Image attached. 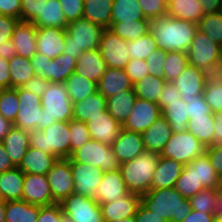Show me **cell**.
I'll return each mask as SVG.
<instances>
[{"label":"cell","instance_id":"obj_64","mask_svg":"<svg viewBox=\"0 0 222 222\" xmlns=\"http://www.w3.org/2000/svg\"><path fill=\"white\" fill-rule=\"evenodd\" d=\"M205 154L209 157L211 165L217 174L222 173V144H214L206 147Z\"/></svg>","mask_w":222,"mask_h":222},{"label":"cell","instance_id":"obj_48","mask_svg":"<svg viewBox=\"0 0 222 222\" xmlns=\"http://www.w3.org/2000/svg\"><path fill=\"white\" fill-rule=\"evenodd\" d=\"M174 189H176L185 199H190L205 188L199 184L195 177V169H192V165L189 163L184 165L180 177L176 180Z\"/></svg>","mask_w":222,"mask_h":222},{"label":"cell","instance_id":"obj_5","mask_svg":"<svg viewBox=\"0 0 222 222\" xmlns=\"http://www.w3.org/2000/svg\"><path fill=\"white\" fill-rule=\"evenodd\" d=\"M42 114L40 129L44 130L56 122H69L73 119V102L64 83L50 82L41 96Z\"/></svg>","mask_w":222,"mask_h":222},{"label":"cell","instance_id":"obj_54","mask_svg":"<svg viewBox=\"0 0 222 222\" xmlns=\"http://www.w3.org/2000/svg\"><path fill=\"white\" fill-rule=\"evenodd\" d=\"M69 129L71 132L70 156L71 154L86 144L90 139V133L86 122L71 119L69 121Z\"/></svg>","mask_w":222,"mask_h":222},{"label":"cell","instance_id":"obj_39","mask_svg":"<svg viewBox=\"0 0 222 222\" xmlns=\"http://www.w3.org/2000/svg\"><path fill=\"white\" fill-rule=\"evenodd\" d=\"M144 18L138 0H113L111 26L114 23L133 22Z\"/></svg>","mask_w":222,"mask_h":222},{"label":"cell","instance_id":"obj_6","mask_svg":"<svg viewBox=\"0 0 222 222\" xmlns=\"http://www.w3.org/2000/svg\"><path fill=\"white\" fill-rule=\"evenodd\" d=\"M28 139L29 146L44 153L55 154L59 159L70 158L69 122H56L44 130L34 129L28 133Z\"/></svg>","mask_w":222,"mask_h":222},{"label":"cell","instance_id":"obj_49","mask_svg":"<svg viewBox=\"0 0 222 222\" xmlns=\"http://www.w3.org/2000/svg\"><path fill=\"white\" fill-rule=\"evenodd\" d=\"M127 49L129 51L130 59L146 60L154 50L158 49V45L156 44L152 33L149 31L136 40L127 41Z\"/></svg>","mask_w":222,"mask_h":222},{"label":"cell","instance_id":"obj_4","mask_svg":"<svg viewBox=\"0 0 222 222\" xmlns=\"http://www.w3.org/2000/svg\"><path fill=\"white\" fill-rule=\"evenodd\" d=\"M104 30L103 27L84 18L68 23L62 54L78 59L83 52L99 49Z\"/></svg>","mask_w":222,"mask_h":222},{"label":"cell","instance_id":"obj_76","mask_svg":"<svg viewBox=\"0 0 222 222\" xmlns=\"http://www.w3.org/2000/svg\"><path fill=\"white\" fill-rule=\"evenodd\" d=\"M215 189L217 193H222V173L218 175Z\"/></svg>","mask_w":222,"mask_h":222},{"label":"cell","instance_id":"obj_10","mask_svg":"<svg viewBox=\"0 0 222 222\" xmlns=\"http://www.w3.org/2000/svg\"><path fill=\"white\" fill-rule=\"evenodd\" d=\"M60 204L67 222H104L94 198L72 193Z\"/></svg>","mask_w":222,"mask_h":222},{"label":"cell","instance_id":"obj_34","mask_svg":"<svg viewBox=\"0 0 222 222\" xmlns=\"http://www.w3.org/2000/svg\"><path fill=\"white\" fill-rule=\"evenodd\" d=\"M136 98L134 88L120 91L107 98V111L122 125L132 111Z\"/></svg>","mask_w":222,"mask_h":222},{"label":"cell","instance_id":"obj_14","mask_svg":"<svg viewBox=\"0 0 222 222\" xmlns=\"http://www.w3.org/2000/svg\"><path fill=\"white\" fill-rule=\"evenodd\" d=\"M161 116L162 111L156 102L137 97L132 111L122 124V128L142 134Z\"/></svg>","mask_w":222,"mask_h":222},{"label":"cell","instance_id":"obj_18","mask_svg":"<svg viewBox=\"0 0 222 222\" xmlns=\"http://www.w3.org/2000/svg\"><path fill=\"white\" fill-rule=\"evenodd\" d=\"M129 193L126 183L122 178L120 169L103 172L102 180L96 189L94 200L98 204L116 202Z\"/></svg>","mask_w":222,"mask_h":222},{"label":"cell","instance_id":"obj_52","mask_svg":"<svg viewBox=\"0 0 222 222\" xmlns=\"http://www.w3.org/2000/svg\"><path fill=\"white\" fill-rule=\"evenodd\" d=\"M19 111V101L15 88L0 89V114L12 124Z\"/></svg>","mask_w":222,"mask_h":222},{"label":"cell","instance_id":"obj_56","mask_svg":"<svg viewBox=\"0 0 222 222\" xmlns=\"http://www.w3.org/2000/svg\"><path fill=\"white\" fill-rule=\"evenodd\" d=\"M144 17L153 20L166 16L168 11L167 0H138Z\"/></svg>","mask_w":222,"mask_h":222},{"label":"cell","instance_id":"obj_43","mask_svg":"<svg viewBox=\"0 0 222 222\" xmlns=\"http://www.w3.org/2000/svg\"><path fill=\"white\" fill-rule=\"evenodd\" d=\"M20 19L0 14V57L10 60L16 56V50L12 41L15 26Z\"/></svg>","mask_w":222,"mask_h":222},{"label":"cell","instance_id":"obj_78","mask_svg":"<svg viewBox=\"0 0 222 222\" xmlns=\"http://www.w3.org/2000/svg\"><path fill=\"white\" fill-rule=\"evenodd\" d=\"M215 222H222V213L215 214Z\"/></svg>","mask_w":222,"mask_h":222},{"label":"cell","instance_id":"obj_26","mask_svg":"<svg viewBox=\"0 0 222 222\" xmlns=\"http://www.w3.org/2000/svg\"><path fill=\"white\" fill-rule=\"evenodd\" d=\"M97 87L98 92L107 99L120 91L132 89L133 83L124 69L107 67Z\"/></svg>","mask_w":222,"mask_h":222},{"label":"cell","instance_id":"obj_50","mask_svg":"<svg viewBox=\"0 0 222 222\" xmlns=\"http://www.w3.org/2000/svg\"><path fill=\"white\" fill-rule=\"evenodd\" d=\"M203 96L213 113L222 112V80L217 74L207 79Z\"/></svg>","mask_w":222,"mask_h":222},{"label":"cell","instance_id":"obj_62","mask_svg":"<svg viewBox=\"0 0 222 222\" xmlns=\"http://www.w3.org/2000/svg\"><path fill=\"white\" fill-rule=\"evenodd\" d=\"M181 99V94L177 90L175 84L173 82L166 81L163 91L161 92L157 104L162 111L165 107H167L168 102L179 101Z\"/></svg>","mask_w":222,"mask_h":222},{"label":"cell","instance_id":"obj_7","mask_svg":"<svg viewBox=\"0 0 222 222\" xmlns=\"http://www.w3.org/2000/svg\"><path fill=\"white\" fill-rule=\"evenodd\" d=\"M70 162H81L101 171H115L119 169L120 162L115 156L112 147L102 142L90 139L70 156Z\"/></svg>","mask_w":222,"mask_h":222},{"label":"cell","instance_id":"obj_11","mask_svg":"<svg viewBox=\"0 0 222 222\" xmlns=\"http://www.w3.org/2000/svg\"><path fill=\"white\" fill-rule=\"evenodd\" d=\"M15 89L18 95L19 111L13 125L28 132L37 128L40 129V118L43 110L41 97L21 87Z\"/></svg>","mask_w":222,"mask_h":222},{"label":"cell","instance_id":"obj_67","mask_svg":"<svg viewBox=\"0 0 222 222\" xmlns=\"http://www.w3.org/2000/svg\"><path fill=\"white\" fill-rule=\"evenodd\" d=\"M52 61L51 58L45 57L40 53H36L31 59L30 63L33 66L35 75L41 76L45 79L47 62Z\"/></svg>","mask_w":222,"mask_h":222},{"label":"cell","instance_id":"obj_70","mask_svg":"<svg viewBox=\"0 0 222 222\" xmlns=\"http://www.w3.org/2000/svg\"><path fill=\"white\" fill-rule=\"evenodd\" d=\"M202 6L203 14L218 13L221 0H197Z\"/></svg>","mask_w":222,"mask_h":222},{"label":"cell","instance_id":"obj_75","mask_svg":"<svg viewBox=\"0 0 222 222\" xmlns=\"http://www.w3.org/2000/svg\"><path fill=\"white\" fill-rule=\"evenodd\" d=\"M5 209L6 201L0 199V222H6Z\"/></svg>","mask_w":222,"mask_h":222},{"label":"cell","instance_id":"obj_23","mask_svg":"<svg viewBox=\"0 0 222 222\" xmlns=\"http://www.w3.org/2000/svg\"><path fill=\"white\" fill-rule=\"evenodd\" d=\"M36 37V27L31 22L19 21L12 35L16 54L31 59L37 53Z\"/></svg>","mask_w":222,"mask_h":222},{"label":"cell","instance_id":"obj_41","mask_svg":"<svg viewBox=\"0 0 222 222\" xmlns=\"http://www.w3.org/2000/svg\"><path fill=\"white\" fill-rule=\"evenodd\" d=\"M165 83L164 77L146 75L134 83L133 88L136 97L157 103Z\"/></svg>","mask_w":222,"mask_h":222},{"label":"cell","instance_id":"obj_31","mask_svg":"<svg viewBox=\"0 0 222 222\" xmlns=\"http://www.w3.org/2000/svg\"><path fill=\"white\" fill-rule=\"evenodd\" d=\"M107 110V99L98 91L86 99L73 103V119L87 122Z\"/></svg>","mask_w":222,"mask_h":222},{"label":"cell","instance_id":"obj_80","mask_svg":"<svg viewBox=\"0 0 222 222\" xmlns=\"http://www.w3.org/2000/svg\"><path fill=\"white\" fill-rule=\"evenodd\" d=\"M217 75L222 80V69H218Z\"/></svg>","mask_w":222,"mask_h":222},{"label":"cell","instance_id":"obj_22","mask_svg":"<svg viewBox=\"0 0 222 222\" xmlns=\"http://www.w3.org/2000/svg\"><path fill=\"white\" fill-rule=\"evenodd\" d=\"M140 204V195L128 193L116 202H106L99 204V206L103 220H122L124 218L134 217Z\"/></svg>","mask_w":222,"mask_h":222},{"label":"cell","instance_id":"obj_60","mask_svg":"<svg viewBox=\"0 0 222 222\" xmlns=\"http://www.w3.org/2000/svg\"><path fill=\"white\" fill-rule=\"evenodd\" d=\"M21 21L31 22L39 13L47 0H21Z\"/></svg>","mask_w":222,"mask_h":222},{"label":"cell","instance_id":"obj_1","mask_svg":"<svg viewBox=\"0 0 222 222\" xmlns=\"http://www.w3.org/2000/svg\"><path fill=\"white\" fill-rule=\"evenodd\" d=\"M198 24L168 15L150 20V32L163 51H188L196 33Z\"/></svg>","mask_w":222,"mask_h":222},{"label":"cell","instance_id":"obj_65","mask_svg":"<svg viewBox=\"0 0 222 222\" xmlns=\"http://www.w3.org/2000/svg\"><path fill=\"white\" fill-rule=\"evenodd\" d=\"M49 83L50 82L45 80L43 77L35 75L21 88L32 92L34 95L41 97L42 94L47 90Z\"/></svg>","mask_w":222,"mask_h":222},{"label":"cell","instance_id":"obj_57","mask_svg":"<svg viewBox=\"0 0 222 222\" xmlns=\"http://www.w3.org/2000/svg\"><path fill=\"white\" fill-rule=\"evenodd\" d=\"M36 222H67L61 204L54 203L39 206V216Z\"/></svg>","mask_w":222,"mask_h":222},{"label":"cell","instance_id":"obj_21","mask_svg":"<svg viewBox=\"0 0 222 222\" xmlns=\"http://www.w3.org/2000/svg\"><path fill=\"white\" fill-rule=\"evenodd\" d=\"M111 147L120 164L133 160L145 150L142 134L123 128Z\"/></svg>","mask_w":222,"mask_h":222},{"label":"cell","instance_id":"obj_12","mask_svg":"<svg viewBox=\"0 0 222 222\" xmlns=\"http://www.w3.org/2000/svg\"><path fill=\"white\" fill-rule=\"evenodd\" d=\"M46 177L55 203L60 204L74 193V181L69 158L58 159Z\"/></svg>","mask_w":222,"mask_h":222},{"label":"cell","instance_id":"obj_15","mask_svg":"<svg viewBox=\"0 0 222 222\" xmlns=\"http://www.w3.org/2000/svg\"><path fill=\"white\" fill-rule=\"evenodd\" d=\"M74 181V193L94 198L103 171L98 167H92L81 162H70Z\"/></svg>","mask_w":222,"mask_h":222},{"label":"cell","instance_id":"obj_46","mask_svg":"<svg viewBox=\"0 0 222 222\" xmlns=\"http://www.w3.org/2000/svg\"><path fill=\"white\" fill-rule=\"evenodd\" d=\"M190 164L192 165V169H195V177L199 184L206 189L216 187L218 174L205 153L195 158Z\"/></svg>","mask_w":222,"mask_h":222},{"label":"cell","instance_id":"obj_35","mask_svg":"<svg viewBox=\"0 0 222 222\" xmlns=\"http://www.w3.org/2000/svg\"><path fill=\"white\" fill-rule=\"evenodd\" d=\"M77 59L66 54L47 62L45 80L49 82L64 83L74 72Z\"/></svg>","mask_w":222,"mask_h":222},{"label":"cell","instance_id":"obj_72","mask_svg":"<svg viewBox=\"0 0 222 222\" xmlns=\"http://www.w3.org/2000/svg\"><path fill=\"white\" fill-rule=\"evenodd\" d=\"M214 144H222V112L214 113Z\"/></svg>","mask_w":222,"mask_h":222},{"label":"cell","instance_id":"obj_24","mask_svg":"<svg viewBox=\"0 0 222 222\" xmlns=\"http://www.w3.org/2000/svg\"><path fill=\"white\" fill-rule=\"evenodd\" d=\"M107 69L99 49L83 52L77 59L75 73L98 84Z\"/></svg>","mask_w":222,"mask_h":222},{"label":"cell","instance_id":"obj_59","mask_svg":"<svg viewBox=\"0 0 222 222\" xmlns=\"http://www.w3.org/2000/svg\"><path fill=\"white\" fill-rule=\"evenodd\" d=\"M165 55L166 51L158 48L146 58L149 75L164 77L163 64L165 63Z\"/></svg>","mask_w":222,"mask_h":222},{"label":"cell","instance_id":"obj_45","mask_svg":"<svg viewBox=\"0 0 222 222\" xmlns=\"http://www.w3.org/2000/svg\"><path fill=\"white\" fill-rule=\"evenodd\" d=\"M110 30L126 41H133L150 31V20L144 18L133 22L114 23Z\"/></svg>","mask_w":222,"mask_h":222},{"label":"cell","instance_id":"obj_20","mask_svg":"<svg viewBox=\"0 0 222 222\" xmlns=\"http://www.w3.org/2000/svg\"><path fill=\"white\" fill-rule=\"evenodd\" d=\"M210 74L193 65H188L173 82L181 98H190L203 94Z\"/></svg>","mask_w":222,"mask_h":222},{"label":"cell","instance_id":"obj_17","mask_svg":"<svg viewBox=\"0 0 222 222\" xmlns=\"http://www.w3.org/2000/svg\"><path fill=\"white\" fill-rule=\"evenodd\" d=\"M86 125L91 139L110 146L122 130V125L107 110L89 119Z\"/></svg>","mask_w":222,"mask_h":222},{"label":"cell","instance_id":"obj_53","mask_svg":"<svg viewBox=\"0 0 222 222\" xmlns=\"http://www.w3.org/2000/svg\"><path fill=\"white\" fill-rule=\"evenodd\" d=\"M217 192L216 189H203L192 196L190 206L193 210L204 213H214V205L216 204Z\"/></svg>","mask_w":222,"mask_h":222},{"label":"cell","instance_id":"obj_38","mask_svg":"<svg viewBox=\"0 0 222 222\" xmlns=\"http://www.w3.org/2000/svg\"><path fill=\"white\" fill-rule=\"evenodd\" d=\"M162 116L170 124L174 133H180L187 130L189 121L187 103L182 100L168 102L167 107L162 110Z\"/></svg>","mask_w":222,"mask_h":222},{"label":"cell","instance_id":"obj_63","mask_svg":"<svg viewBox=\"0 0 222 222\" xmlns=\"http://www.w3.org/2000/svg\"><path fill=\"white\" fill-rule=\"evenodd\" d=\"M21 0H0V14L10 16L21 21Z\"/></svg>","mask_w":222,"mask_h":222},{"label":"cell","instance_id":"obj_29","mask_svg":"<svg viewBox=\"0 0 222 222\" xmlns=\"http://www.w3.org/2000/svg\"><path fill=\"white\" fill-rule=\"evenodd\" d=\"M171 134L172 130L168 121L163 116L159 117L142 133L145 149L160 155Z\"/></svg>","mask_w":222,"mask_h":222},{"label":"cell","instance_id":"obj_19","mask_svg":"<svg viewBox=\"0 0 222 222\" xmlns=\"http://www.w3.org/2000/svg\"><path fill=\"white\" fill-rule=\"evenodd\" d=\"M37 53L54 59L63 53L66 41L65 29L57 27L36 28Z\"/></svg>","mask_w":222,"mask_h":222},{"label":"cell","instance_id":"obj_61","mask_svg":"<svg viewBox=\"0 0 222 222\" xmlns=\"http://www.w3.org/2000/svg\"><path fill=\"white\" fill-rule=\"evenodd\" d=\"M124 70L133 84L149 75L146 60L131 59Z\"/></svg>","mask_w":222,"mask_h":222},{"label":"cell","instance_id":"obj_79","mask_svg":"<svg viewBox=\"0 0 222 222\" xmlns=\"http://www.w3.org/2000/svg\"><path fill=\"white\" fill-rule=\"evenodd\" d=\"M219 69H222V46H221L220 56H219Z\"/></svg>","mask_w":222,"mask_h":222},{"label":"cell","instance_id":"obj_51","mask_svg":"<svg viewBox=\"0 0 222 222\" xmlns=\"http://www.w3.org/2000/svg\"><path fill=\"white\" fill-rule=\"evenodd\" d=\"M198 30L209 36L215 43L222 46V14H204L199 20Z\"/></svg>","mask_w":222,"mask_h":222},{"label":"cell","instance_id":"obj_30","mask_svg":"<svg viewBox=\"0 0 222 222\" xmlns=\"http://www.w3.org/2000/svg\"><path fill=\"white\" fill-rule=\"evenodd\" d=\"M24 173L14 167L0 174V193L4 201L22 200Z\"/></svg>","mask_w":222,"mask_h":222},{"label":"cell","instance_id":"obj_16","mask_svg":"<svg viewBox=\"0 0 222 222\" xmlns=\"http://www.w3.org/2000/svg\"><path fill=\"white\" fill-rule=\"evenodd\" d=\"M22 200L32 205L54 204L46 175L24 174Z\"/></svg>","mask_w":222,"mask_h":222},{"label":"cell","instance_id":"obj_25","mask_svg":"<svg viewBox=\"0 0 222 222\" xmlns=\"http://www.w3.org/2000/svg\"><path fill=\"white\" fill-rule=\"evenodd\" d=\"M58 159L55 154L29 146L18 168L24 174L46 175Z\"/></svg>","mask_w":222,"mask_h":222},{"label":"cell","instance_id":"obj_3","mask_svg":"<svg viewBox=\"0 0 222 222\" xmlns=\"http://www.w3.org/2000/svg\"><path fill=\"white\" fill-rule=\"evenodd\" d=\"M159 157V154L145 149L133 160L120 164L119 169L129 193L142 196L152 189V180Z\"/></svg>","mask_w":222,"mask_h":222},{"label":"cell","instance_id":"obj_9","mask_svg":"<svg viewBox=\"0 0 222 222\" xmlns=\"http://www.w3.org/2000/svg\"><path fill=\"white\" fill-rule=\"evenodd\" d=\"M205 147L189 131L172 132L169 141L164 146L161 157L173 159L183 165L191 163L195 158L205 153Z\"/></svg>","mask_w":222,"mask_h":222},{"label":"cell","instance_id":"obj_44","mask_svg":"<svg viewBox=\"0 0 222 222\" xmlns=\"http://www.w3.org/2000/svg\"><path fill=\"white\" fill-rule=\"evenodd\" d=\"M187 131L196 137L206 148L214 145V115L212 117H194L187 123Z\"/></svg>","mask_w":222,"mask_h":222},{"label":"cell","instance_id":"obj_68","mask_svg":"<svg viewBox=\"0 0 222 222\" xmlns=\"http://www.w3.org/2000/svg\"><path fill=\"white\" fill-rule=\"evenodd\" d=\"M182 222H215V214L192 209Z\"/></svg>","mask_w":222,"mask_h":222},{"label":"cell","instance_id":"obj_73","mask_svg":"<svg viewBox=\"0 0 222 222\" xmlns=\"http://www.w3.org/2000/svg\"><path fill=\"white\" fill-rule=\"evenodd\" d=\"M13 124L0 114V142L7 135Z\"/></svg>","mask_w":222,"mask_h":222},{"label":"cell","instance_id":"obj_58","mask_svg":"<svg viewBox=\"0 0 222 222\" xmlns=\"http://www.w3.org/2000/svg\"><path fill=\"white\" fill-rule=\"evenodd\" d=\"M68 23L83 18L84 0H59Z\"/></svg>","mask_w":222,"mask_h":222},{"label":"cell","instance_id":"obj_42","mask_svg":"<svg viewBox=\"0 0 222 222\" xmlns=\"http://www.w3.org/2000/svg\"><path fill=\"white\" fill-rule=\"evenodd\" d=\"M10 88L22 87L35 76L33 66L29 58L14 56L9 60Z\"/></svg>","mask_w":222,"mask_h":222},{"label":"cell","instance_id":"obj_40","mask_svg":"<svg viewBox=\"0 0 222 222\" xmlns=\"http://www.w3.org/2000/svg\"><path fill=\"white\" fill-rule=\"evenodd\" d=\"M73 103L82 101L98 91L97 83L76 74L75 72L64 82Z\"/></svg>","mask_w":222,"mask_h":222},{"label":"cell","instance_id":"obj_36","mask_svg":"<svg viewBox=\"0 0 222 222\" xmlns=\"http://www.w3.org/2000/svg\"><path fill=\"white\" fill-rule=\"evenodd\" d=\"M201 6L197 0H170L167 15L171 18L198 24L204 15Z\"/></svg>","mask_w":222,"mask_h":222},{"label":"cell","instance_id":"obj_33","mask_svg":"<svg viewBox=\"0 0 222 222\" xmlns=\"http://www.w3.org/2000/svg\"><path fill=\"white\" fill-rule=\"evenodd\" d=\"M31 23L36 28L57 27L60 29H66V26L68 25L59 0H47L41 13H39Z\"/></svg>","mask_w":222,"mask_h":222},{"label":"cell","instance_id":"obj_55","mask_svg":"<svg viewBox=\"0 0 222 222\" xmlns=\"http://www.w3.org/2000/svg\"><path fill=\"white\" fill-rule=\"evenodd\" d=\"M182 100L187 103L189 119L194 117H212L214 115L210 106L206 103L203 94L182 98Z\"/></svg>","mask_w":222,"mask_h":222},{"label":"cell","instance_id":"obj_71","mask_svg":"<svg viewBox=\"0 0 222 222\" xmlns=\"http://www.w3.org/2000/svg\"><path fill=\"white\" fill-rule=\"evenodd\" d=\"M13 168L14 165L8 157L5 146L0 142V174Z\"/></svg>","mask_w":222,"mask_h":222},{"label":"cell","instance_id":"obj_74","mask_svg":"<svg viewBox=\"0 0 222 222\" xmlns=\"http://www.w3.org/2000/svg\"><path fill=\"white\" fill-rule=\"evenodd\" d=\"M222 213V193H217L216 204L214 205V214Z\"/></svg>","mask_w":222,"mask_h":222},{"label":"cell","instance_id":"obj_77","mask_svg":"<svg viewBox=\"0 0 222 222\" xmlns=\"http://www.w3.org/2000/svg\"><path fill=\"white\" fill-rule=\"evenodd\" d=\"M104 222H135V218L128 217V218H124L122 220H120V219H118V220H104Z\"/></svg>","mask_w":222,"mask_h":222},{"label":"cell","instance_id":"obj_69","mask_svg":"<svg viewBox=\"0 0 222 222\" xmlns=\"http://www.w3.org/2000/svg\"><path fill=\"white\" fill-rule=\"evenodd\" d=\"M10 88L9 60L0 57V89Z\"/></svg>","mask_w":222,"mask_h":222},{"label":"cell","instance_id":"obj_66","mask_svg":"<svg viewBox=\"0 0 222 222\" xmlns=\"http://www.w3.org/2000/svg\"><path fill=\"white\" fill-rule=\"evenodd\" d=\"M135 222H169L158 216L154 212L145 208L142 204L139 205L137 212L134 216Z\"/></svg>","mask_w":222,"mask_h":222},{"label":"cell","instance_id":"obj_37","mask_svg":"<svg viewBox=\"0 0 222 222\" xmlns=\"http://www.w3.org/2000/svg\"><path fill=\"white\" fill-rule=\"evenodd\" d=\"M38 216V205H32L24 200L6 202V222H36Z\"/></svg>","mask_w":222,"mask_h":222},{"label":"cell","instance_id":"obj_47","mask_svg":"<svg viewBox=\"0 0 222 222\" xmlns=\"http://www.w3.org/2000/svg\"><path fill=\"white\" fill-rule=\"evenodd\" d=\"M164 65V79L174 82L181 72L189 65L188 54L180 51L166 52Z\"/></svg>","mask_w":222,"mask_h":222},{"label":"cell","instance_id":"obj_27","mask_svg":"<svg viewBox=\"0 0 222 222\" xmlns=\"http://www.w3.org/2000/svg\"><path fill=\"white\" fill-rule=\"evenodd\" d=\"M184 165L173 159L159 157L152 180V189L171 188L175 186Z\"/></svg>","mask_w":222,"mask_h":222},{"label":"cell","instance_id":"obj_28","mask_svg":"<svg viewBox=\"0 0 222 222\" xmlns=\"http://www.w3.org/2000/svg\"><path fill=\"white\" fill-rule=\"evenodd\" d=\"M28 133V131L13 125L2 140V144L5 146L8 157L14 167L20 166L29 148Z\"/></svg>","mask_w":222,"mask_h":222},{"label":"cell","instance_id":"obj_8","mask_svg":"<svg viewBox=\"0 0 222 222\" xmlns=\"http://www.w3.org/2000/svg\"><path fill=\"white\" fill-rule=\"evenodd\" d=\"M220 50V45L198 30L187 51L189 64L210 75H216L219 69Z\"/></svg>","mask_w":222,"mask_h":222},{"label":"cell","instance_id":"obj_13","mask_svg":"<svg viewBox=\"0 0 222 222\" xmlns=\"http://www.w3.org/2000/svg\"><path fill=\"white\" fill-rule=\"evenodd\" d=\"M99 50L109 68L125 69L131 60L127 49V41L110 29L103 31Z\"/></svg>","mask_w":222,"mask_h":222},{"label":"cell","instance_id":"obj_2","mask_svg":"<svg viewBox=\"0 0 222 222\" xmlns=\"http://www.w3.org/2000/svg\"><path fill=\"white\" fill-rule=\"evenodd\" d=\"M141 204L169 222H182L192 210L189 199L174 187L149 190L141 196Z\"/></svg>","mask_w":222,"mask_h":222},{"label":"cell","instance_id":"obj_32","mask_svg":"<svg viewBox=\"0 0 222 222\" xmlns=\"http://www.w3.org/2000/svg\"><path fill=\"white\" fill-rule=\"evenodd\" d=\"M113 0H85L83 18L104 29L111 27Z\"/></svg>","mask_w":222,"mask_h":222}]
</instances>
